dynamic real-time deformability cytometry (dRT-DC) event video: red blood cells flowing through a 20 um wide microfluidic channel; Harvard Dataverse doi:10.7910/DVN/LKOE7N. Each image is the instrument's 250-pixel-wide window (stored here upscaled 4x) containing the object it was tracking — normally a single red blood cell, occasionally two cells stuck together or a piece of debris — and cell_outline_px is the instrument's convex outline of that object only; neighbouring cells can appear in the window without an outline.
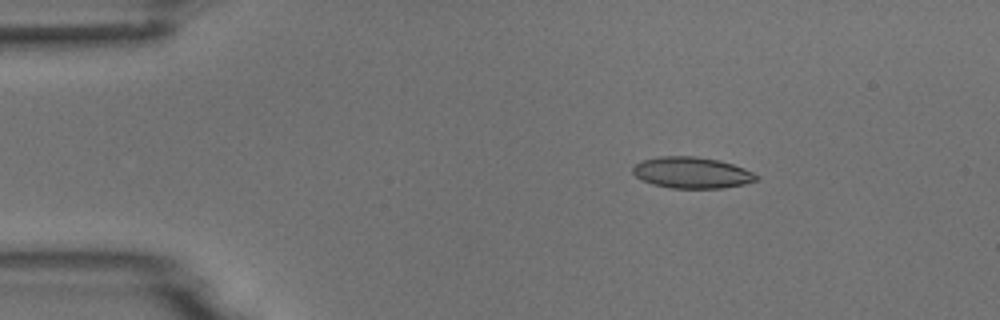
{"species": "common noctule bat (a hibernating species)", "species_latin": "Nyctalus noctula", "temperature_condition": "room temperature", "stored_images_in_passage": 5, "camera_frame_rate_fps": 3000, "um_per_image_px": 0.085, "animal": {"sex": "male", "body_mass_g": 18.8}, "frame": {"image": 1, "passage_image": 3, "time_ms": 2.0, "image_size_px": [1000, 320], "cell_outline_px": [[760, 180], [744, 184], [724, 188], [672, 188], [652, 184], [636, 176], [632, 172], [632, 168], [636, 164], [644, 160], [660, 156], [696, 156], [720, 160], [744, 168], [760, 176]], "centroid_in_image_um": [58.85, 14.68], "position_along_channel_um": 26.1, "area_um2": 22.54}}
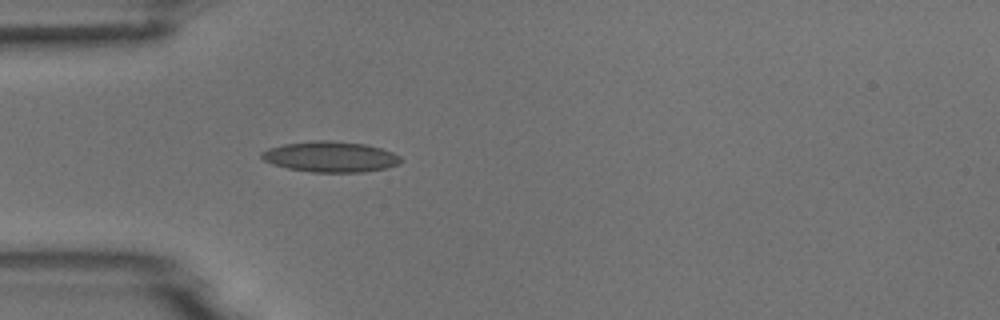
{"frame": {"image": 2, "passage_image": 5, "time_ms": 4.333, "image_size_px": [1000, 320], "cell_outline_px": [[404, 160], [400, 164], [384, 168], [364, 172], [312, 172], [288, 168], [272, 164], [264, 160], [260, 156], [260, 152], [268, 148], [284, 144], [316, 140], [328, 140], [368, 144], [392, 152], [400, 156]], "centroid_in_image_um": [28.1, 13.32], "position_along_channel_um": 56.9, "area_um2": 24.97}}